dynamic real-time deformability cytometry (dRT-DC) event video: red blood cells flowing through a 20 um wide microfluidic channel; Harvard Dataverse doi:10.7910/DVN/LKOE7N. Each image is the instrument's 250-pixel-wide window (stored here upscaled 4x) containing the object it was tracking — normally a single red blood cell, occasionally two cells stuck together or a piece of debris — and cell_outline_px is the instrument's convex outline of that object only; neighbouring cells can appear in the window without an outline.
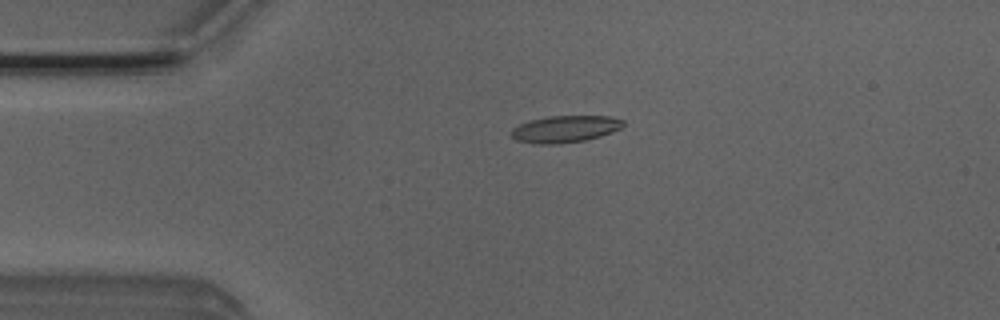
{"species": "Egyptian fruit bat (a non-hibernating species)", "species_latin": "Rousettus aegyptiacus", "temperature_condition": "room temperature", "stored_images_in_passage": 51, "camera_frame_rate_fps": 3000, "um_per_image_px": 0.085, "animal": {"sex": "male"}, "frame": {"image": 1, "passage_image": 11, "time_ms": 3.333, "image_size_px": [1000, 320], "cell_outline_px": [[624, 124], [620, 128], [612, 132], [600, 136], [584, 140], [556, 144], [540, 144], [516, 140], [508, 132], [512, 128], [528, 120], [548, 116], [608, 116], [624, 120]], "centroid_in_image_um": [47.99, 10.96], "position_along_channel_um": 37.0, "area_um2": 17.51}}
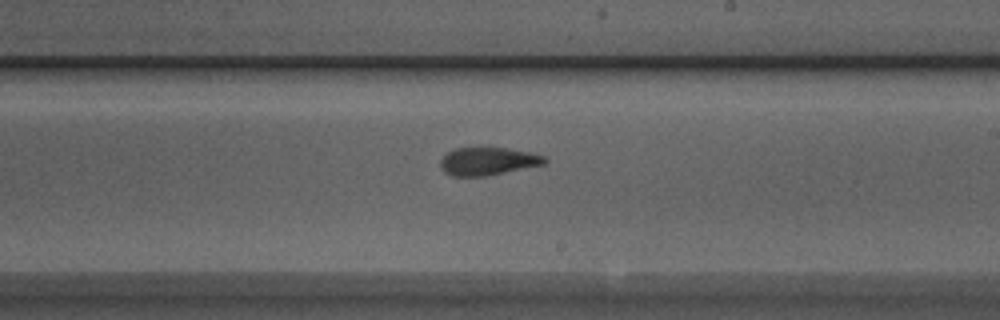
{"frame": {"image": 2, "passage_image": 29, "time_ms": 9.333, "image_size_px": [1000, 320], "cell_outline_px": [[548, 160], [544, 164], [484, 176], [452, 176], [444, 172], [440, 168], [440, 160], [448, 152], [456, 148], [508, 148], [532, 152], [544, 156]], "centroid_in_image_um": [41.46, 13.7], "position_along_channel_um": 247.5, "area_um2": 16.82}}
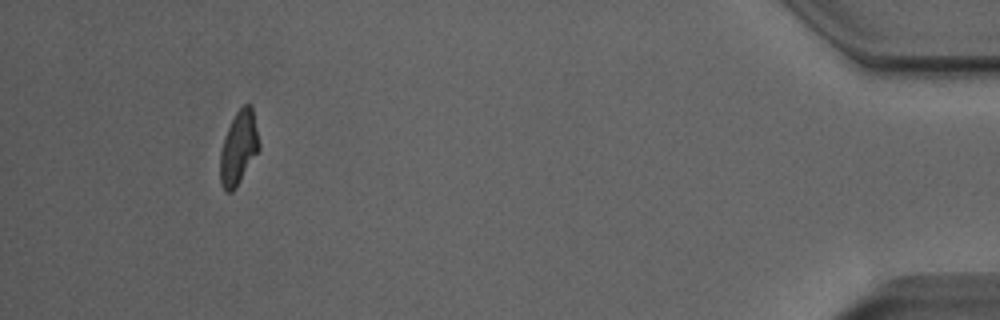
{"frame": {"image": 3, "passage_image": 47, "time_ms": 15.333, "image_size_px": [1000, 320], "cell_outline_px": [[260, 148], [236, 188], [232, 192], [224, 192], [220, 184], [220, 152], [228, 128], [236, 112], [244, 104], [252, 104], [260, 144]], "centroid_in_image_um": [20.29, 12.59], "position_along_channel_um": 414.9, "area_um2": 16.7}, "authors_computed_cell_mechanics": {"area_um2": 17.34, "velocity_mm_per_s": 4.0218, "shape_relaxation_time_tau1_ms": 4.8996, "shape_relaxation_time_tau2_ms": 2.1921, "deformation_change_tau1": 0.1687, "deformation_change_tau2": 0.1102}}